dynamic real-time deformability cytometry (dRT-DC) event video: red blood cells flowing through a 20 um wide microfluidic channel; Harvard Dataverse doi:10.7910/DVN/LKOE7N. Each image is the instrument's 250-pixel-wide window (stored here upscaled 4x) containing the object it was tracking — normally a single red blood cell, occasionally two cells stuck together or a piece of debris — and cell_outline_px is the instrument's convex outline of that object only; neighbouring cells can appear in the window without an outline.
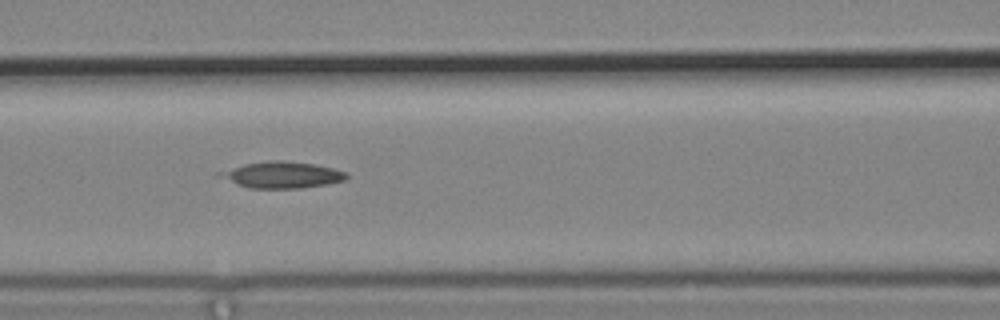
{"species": "common noctule bat (a hibernating species)", "species_latin": "Nyctalus noctula", "temperature_condition": "cold", "stored_images_in_passage": 8, "segment_of_instrument_passage": [1, 2], "camera_frame_rate_fps": 3000, "um_per_image_px": 0.085, "animal": {"sex": "male", "body_mass_g": 19.2, "forearm_length_mm": 51.8}, "frame": {"image": 1, "passage_image": 6, "time_ms": 1.667, "image_size_px": [1000, 320], "cell_outline_px": [[348, 176], [344, 180], [328, 184], [300, 188], [252, 188], [216, 176], [216, 172], [244, 164], [268, 160], [284, 160], [316, 164], [348, 172]], "centroid_in_image_um": [23.98, 14.85], "position_along_channel_um": 142.6, "area_um2": 19.48}}
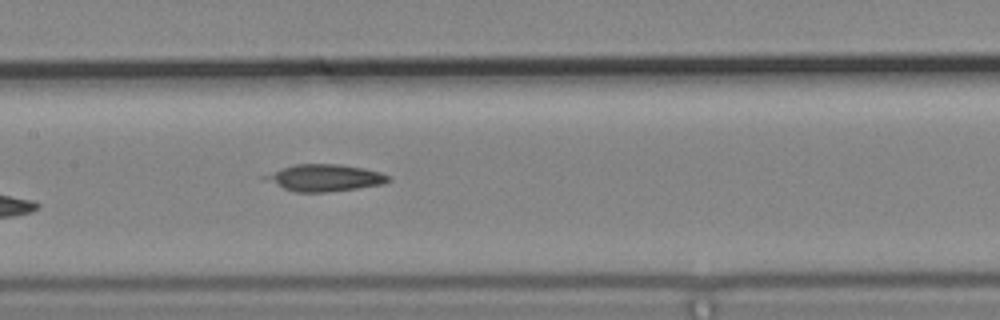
{"frame": {"image": 2, "passage_image": 7, "time_ms": 2.0, "image_size_px": [1000, 320], "cell_outline_px": [[392, 180], [384, 184], [328, 192], [296, 192], [284, 188], [260, 176], [296, 164], [340, 164], [364, 168], [380, 172], [392, 176]], "centroid_in_image_um": [27.68, 15.11], "position_along_channel_um": 179.7, "area_um2": 19.13}}